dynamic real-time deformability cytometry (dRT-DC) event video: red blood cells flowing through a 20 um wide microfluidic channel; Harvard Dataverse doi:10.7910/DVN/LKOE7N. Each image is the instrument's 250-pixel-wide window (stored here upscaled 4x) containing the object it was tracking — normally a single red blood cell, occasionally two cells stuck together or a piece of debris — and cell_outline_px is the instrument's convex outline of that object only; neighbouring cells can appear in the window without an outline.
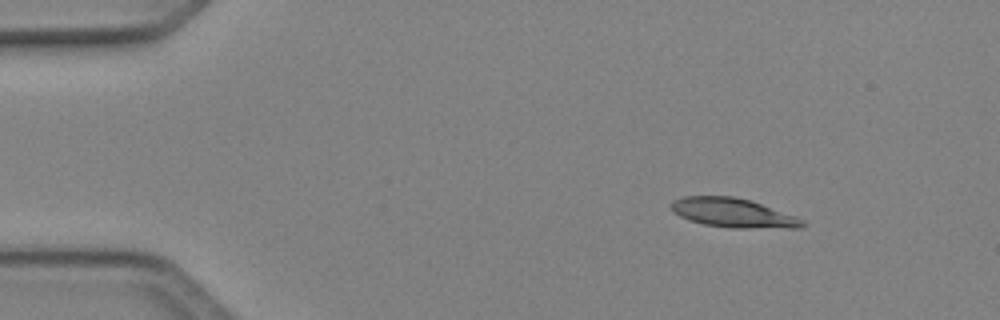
{"species": "Egyptian fruit bat (a non-hibernating species)", "species_latin": "Rousettus aegyptiacus", "temperature_condition": "cold", "stored_images_in_passage": 44, "camera_frame_rate_fps": 3000, "um_per_image_px": 0.085, "animal": {"sex": "female"}, "frame": {"image": 1, "passage_image": 1, "time_ms": 0.0, "image_size_px": [1000, 320], "cell_outline_px": [[808, 224], [800, 228], [732, 228], [704, 224], [688, 220], [672, 212], [672, 200], [684, 196], [732, 196], [752, 200], [796, 216], [804, 220]], "centroid_in_image_um": [62.35, 18.1], "position_along_channel_um": 22.7, "area_um2": 22.54}}
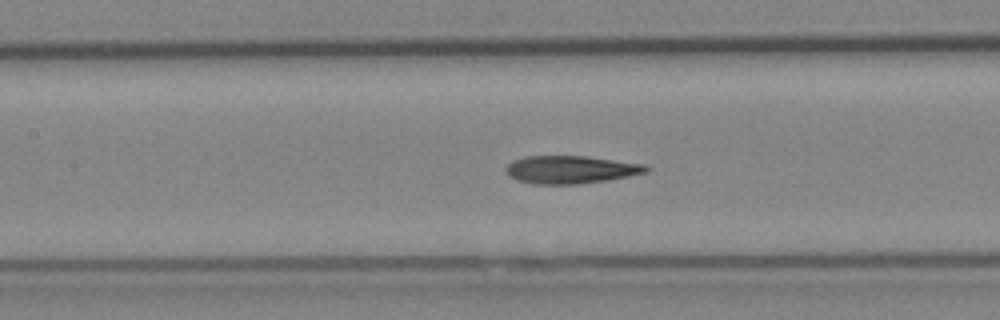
{"frame": {"image": 2, "passage_image": 17, "time_ms": 5.333, "image_size_px": [1000, 320], "cell_outline_px": [[648, 168], [644, 172], [628, 176], [608, 180], [580, 184], [532, 184], [520, 180], [512, 176], [504, 168], [512, 160], [524, 156], [588, 156], [644, 164]], "centroid_in_image_um": [48.49, 14.41], "position_along_channel_um": 158.9, "area_um2": 22.54}}
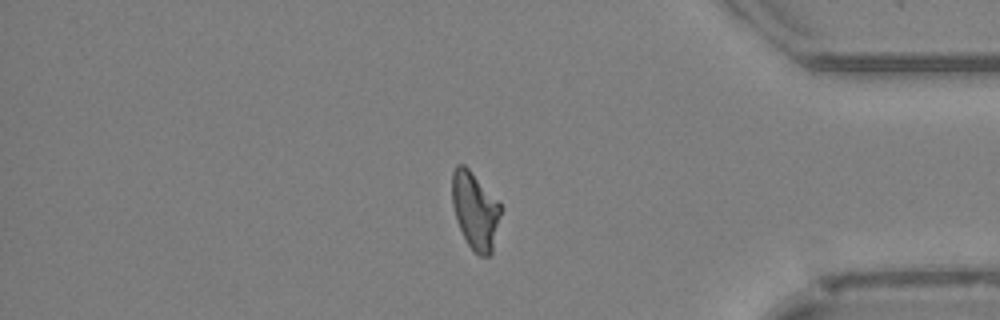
{"frame": {"image": 3, "passage_image": 36, "time_ms": 11.667, "image_size_px": [1000, 320], "cell_outline_px": [[504, 208], [492, 252], [488, 256], [480, 256], [468, 244], [456, 220], [452, 204], [452, 172], [456, 164], [464, 164], [468, 168]], "centroid_in_image_um": [40.41, 17.9], "position_along_channel_um": 394.8, "area_um2": 21.96}, "authors_computed_cell_mechanics": {"area_um2": 22.5131, "velocity_mm_per_s": 4.1269, "shape_relaxation_time_tau1_ms": 5.4469, "shape_relaxation_time_tau2_ms": 2.4983, "deformation_change_tau1": 0.1784, "deformation_change_tau2": 0.1063}}